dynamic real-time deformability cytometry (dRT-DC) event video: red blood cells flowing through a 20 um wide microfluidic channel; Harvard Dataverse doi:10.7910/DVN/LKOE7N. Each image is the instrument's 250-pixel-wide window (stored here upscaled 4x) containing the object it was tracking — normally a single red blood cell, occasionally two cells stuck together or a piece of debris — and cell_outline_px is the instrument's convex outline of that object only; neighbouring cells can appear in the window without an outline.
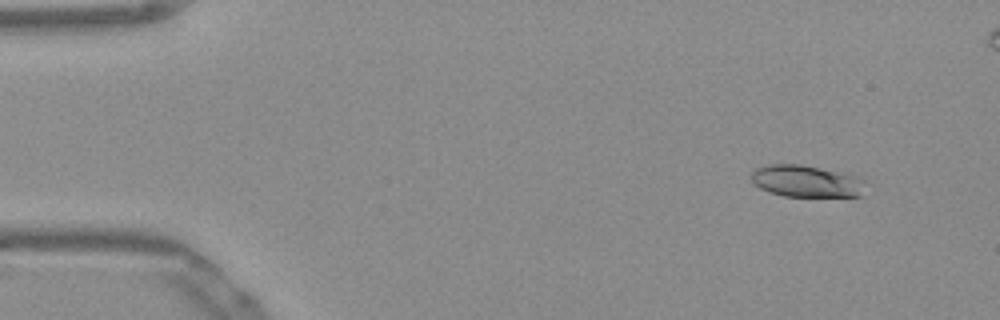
{"species": "Egyptian fruit bat (a non-hibernating species)", "species_latin": "Rousettus aegyptiacus", "temperature_condition": "warm", "stored_images_in_passage": 52, "camera_frame_rate_fps": 3000, "um_per_image_px": 0.085, "frame": {"image": 1, "passage_image": 4, "time_ms": 1.0, "image_size_px": [1000, 320], "cell_outline_px": [[864, 180], [860, 196], [784, 196], [768, 192], [760, 188], [752, 180], [752, 172], [756, 168], [768, 164], [800, 164], [860, 176]], "centroid_in_image_um": [68.52, 15.39], "position_along_channel_um": 16.5, "area_um2": 21.04}}
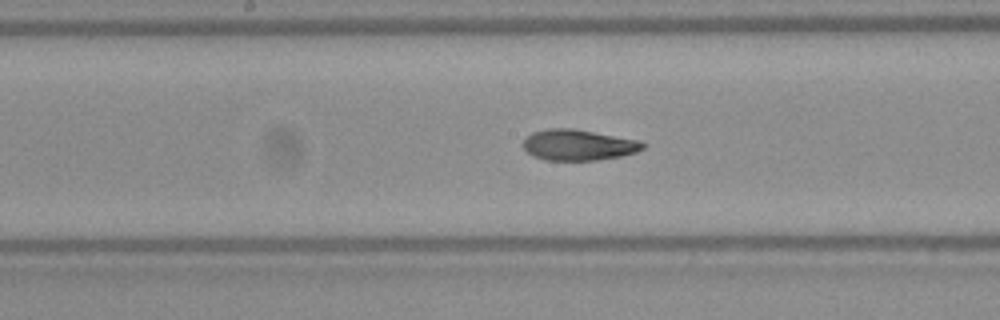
{"frame": {"image": 2, "passage_image": 26, "time_ms": 8.333, "image_size_px": [1000, 320], "cell_outline_px": [[644, 148], [636, 152], [620, 156], [596, 160], [544, 160], [532, 156], [524, 148], [524, 140], [532, 132], [548, 128], [572, 128], [640, 140], [644, 144]], "centroid_in_image_um": [49.15, 12.32], "position_along_channel_um": 199.0, "area_um2": 21.44}}
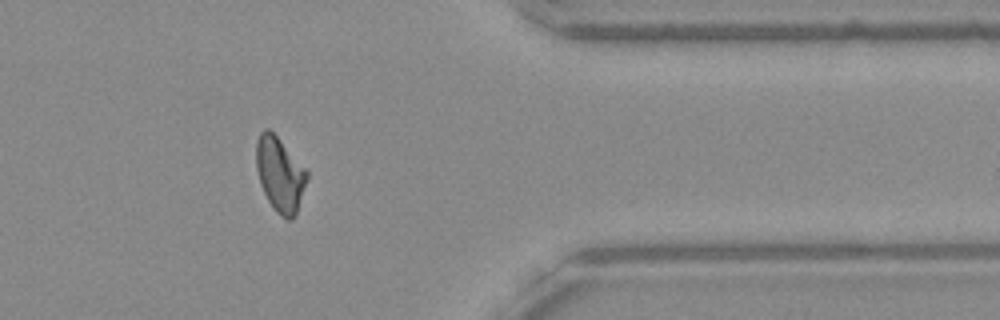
{"frame": {"image": 3, "passage_image": 42, "time_ms": 13.667, "image_size_px": [1000, 320], "cell_outline_px": [[308, 180], [296, 212], [292, 220], [288, 220], [280, 216], [276, 212], [268, 200], [260, 184], [256, 168], [256, 140], [260, 132], [264, 128], [268, 128], [276, 136], [308, 172]], "centroid_in_image_um": [23.78, 14.83], "position_along_channel_um": 387.6, "area_um2": 21.85}, "authors_computed_cell_mechanics": {"area_um2": 21.6172, "velocity_mm_per_s": 3.8742, "shape_relaxation_time_tau1_ms": 7.0295, "shape_relaxation_time_tau2_ms": 2.5457, "deformation_change_tau1": 0.2031, "deformation_change_tau2": 0.0882}}